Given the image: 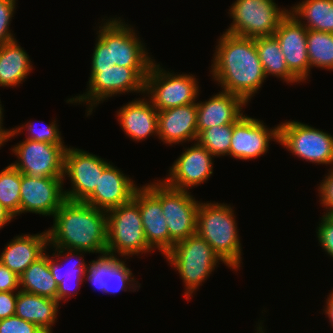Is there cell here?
<instances>
[{
    "mask_svg": "<svg viewBox=\"0 0 333 333\" xmlns=\"http://www.w3.org/2000/svg\"><path fill=\"white\" fill-rule=\"evenodd\" d=\"M217 40L210 71L212 78L221 85V91L235 94L248 104L266 79L255 38L223 32Z\"/></svg>",
    "mask_w": 333,
    "mask_h": 333,
    "instance_id": "obj_1",
    "label": "cell"
},
{
    "mask_svg": "<svg viewBox=\"0 0 333 333\" xmlns=\"http://www.w3.org/2000/svg\"><path fill=\"white\" fill-rule=\"evenodd\" d=\"M47 229L49 246L107 253V213L85 202L65 200Z\"/></svg>",
    "mask_w": 333,
    "mask_h": 333,
    "instance_id": "obj_2",
    "label": "cell"
},
{
    "mask_svg": "<svg viewBox=\"0 0 333 333\" xmlns=\"http://www.w3.org/2000/svg\"><path fill=\"white\" fill-rule=\"evenodd\" d=\"M117 18L104 19V25L99 26L91 68H107L112 65L151 67L154 59L148 56L149 53L133 26L127 25L124 19Z\"/></svg>",
    "mask_w": 333,
    "mask_h": 333,
    "instance_id": "obj_3",
    "label": "cell"
},
{
    "mask_svg": "<svg viewBox=\"0 0 333 333\" xmlns=\"http://www.w3.org/2000/svg\"><path fill=\"white\" fill-rule=\"evenodd\" d=\"M233 207L218 202L199 203L197 234L232 270H240L242 246Z\"/></svg>",
    "mask_w": 333,
    "mask_h": 333,
    "instance_id": "obj_4",
    "label": "cell"
},
{
    "mask_svg": "<svg viewBox=\"0 0 333 333\" xmlns=\"http://www.w3.org/2000/svg\"><path fill=\"white\" fill-rule=\"evenodd\" d=\"M150 67H121L112 65L107 68H91L87 92L74 98H68L67 103H87V116L93 109L109 97L129 92L144 93L145 78Z\"/></svg>",
    "mask_w": 333,
    "mask_h": 333,
    "instance_id": "obj_5",
    "label": "cell"
},
{
    "mask_svg": "<svg viewBox=\"0 0 333 333\" xmlns=\"http://www.w3.org/2000/svg\"><path fill=\"white\" fill-rule=\"evenodd\" d=\"M107 213V253L125 257L151 253L142 226L139 210V187L133 198L125 204L112 208Z\"/></svg>",
    "mask_w": 333,
    "mask_h": 333,
    "instance_id": "obj_6",
    "label": "cell"
},
{
    "mask_svg": "<svg viewBox=\"0 0 333 333\" xmlns=\"http://www.w3.org/2000/svg\"><path fill=\"white\" fill-rule=\"evenodd\" d=\"M169 265L178 271L185 283V299L189 300L199 286L212 274L215 268L224 263L212 247L198 234L189 236L174 244L165 256ZM190 297V298H189Z\"/></svg>",
    "mask_w": 333,
    "mask_h": 333,
    "instance_id": "obj_7",
    "label": "cell"
},
{
    "mask_svg": "<svg viewBox=\"0 0 333 333\" xmlns=\"http://www.w3.org/2000/svg\"><path fill=\"white\" fill-rule=\"evenodd\" d=\"M197 80L193 74L167 72L154 60L145 78L144 94H148L157 111L196 103L199 96Z\"/></svg>",
    "mask_w": 333,
    "mask_h": 333,
    "instance_id": "obj_8",
    "label": "cell"
},
{
    "mask_svg": "<svg viewBox=\"0 0 333 333\" xmlns=\"http://www.w3.org/2000/svg\"><path fill=\"white\" fill-rule=\"evenodd\" d=\"M274 0H236L229 9L232 23L225 32L241 37L273 36L289 10Z\"/></svg>",
    "mask_w": 333,
    "mask_h": 333,
    "instance_id": "obj_9",
    "label": "cell"
},
{
    "mask_svg": "<svg viewBox=\"0 0 333 333\" xmlns=\"http://www.w3.org/2000/svg\"><path fill=\"white\" fill-rule=\"evenodd\" d=\"M279 142L293 155L312 163L333 167V136L299 121L281 122Z\"/></svg>",
    "mask_w": 333,
    "mask_h": 333,
    "instance_id": "obj_10",
    "label": "cell"
},
{
    "mask_svg": "<svg viewBox=\"0 0 333 333\" xmlns=\"http://www.w3.org/2000/svg\"><path fill=\"white\" fill-rule=\"evenodd\" d=\"M199 203L189 191L175 189L161 180V205L169 230V252L174 244L197 234Z\"/></svg>",
    "mask_w": 333,
    "mask_h": 333,
    "instance_id": "obj_11",
    "label": "cell"
},
{
    "mask_svg": "<svg viewBox=\"0 0 333 333\" xmlns=\"http://www.w3.org/2000/svg\"><path fill=\"white\" fill-rule=\"evenodd\" d=\"M109 164L95 154L67 146L63 179L70 177L71 189L64 190L66 200L84 202L94 192L103 170Z\"/></svg>",
    "mask_w": 333,
    "mask_h": 333,
    "instance_id": "obj_12",
    "label": "cell"
},
{
    "mask_svg": "<svg viewBox=\"0 0 333 333\" xmlns=\"http://www.w3.org/2000/svg\"><path fill=\"white\" fill-rule=\"evenodd\" d=\"M66 148V145L25 139L11 147L18 157L11 164L30 177H63Z\"/></svg>",
    "mask_w": 333,
    "mask_h": 333,
    "instance_id": "obj_13",
    "label": "cell"
},
{
    "mask_svg": "<svg viewBox=\"0 0 333 333\" xmlns=\"http://www.w3.org/2000/svg\"><path fill=\"white\" fill-rule=\"evenodd\" d=\"M63 177H30L21 173L20 214L54 216L66 200Z\"/></svg>",
    "mask_w": 333,
    "mask_h": 333,
    "instance_id": "obj_14",
    "label": "cell"
},
{
    "mask_svg": "<svg viewBox=\"0 0 333 333\" xmlns=\"http://www.w3.org/2000/svg\"><path fill=\"white\" fill-rule=\"evenodd\" d=\"M263 121L243 115L233 124L229 155L235 159L250 160L264 155L273 140L279 142V125L267 128Z\"/></svg>",
    "mask_w": 333,
    "mask_h": 333,
    "instance_id": "obj_15",
    "label": "cell"
},
{
    "mask_svg": "<svg viewBox=\"0 0 333 333\" xmlns=\"http://www.w3.org/2000/svg\"><path fill=\"white\" fill-rule=\"evenodd\" d=\"M213 160L214 156L204 146L194 142L193 146L185 148L171 166L168 176L161 180L175 189L190 191L211 177Z\"/></svg>",
    "mask_w": 333,
    "mask_h": 333,
    "instance_id": "obj_16",
    "label": "cell"
},
{
    "mask_svg": "<svg viewBox=\"0 0 333 333\" xmlns=\"http://www.w3.org/2000/svg\"><path fill=\"white\" fill-rule=\"evenodd\" d=\"M139 210L148 246L165 257L169 253V230L161 205V180L140 186Z\"/></svg>",
    "mask_w": 333,
    "mask_h": 333,
    "instance_id": "obj_17",
    "label": "cell"
},
{
    "mask_svg": "<svg viewBox=\"0 0 333 333\" xmlns=\"http://www.w3.org/2000/svg\"><path fill=\"white\" fill-rule=\"evenodd\" d=\"M273 36L279 42L288 69L301 82L307 80L311 71L307 51V29L288 13Z\"/></svg>",
    "mask_w": 333,
    "mask_h": 333,
    "instance_id": "obj_18",
    "label": "cell"
},
{
    "mask_svg": "<svg viewBox=\"0 0 333 333\" xmlns=\"http://www.w3.org/2000/svg\"><path fill=\"white\" fill-rule=\"evenodd\" d=\"M138 187L129 176L110 163L103 170L94 192L84 202L108 211L128 203Z\"/></svg>",
    "mask_w": 333,
    "mask_h": 333,
    "instance_id": "obj_19",
    "label": "cell"
},
{
    "mask_svg": "<svg viewBox=\"0 0 333 333\" xmlns=\"http://www.w3.org/2000/svg\"><path fill=\"white\" fill-rule=\"evenodd\" d=\"M158 138L169 145L197 141V103L158 111Z\"/></svg>",
    "mask_w": 333,
    "mask_h": 333,
    "instance_id": "obj_20",
    "label": "cell"
},
{
    "mask_svg": "<svg viewBox=\"0 0 333 333\" xmlns=\"http://www.w3.org/2000/svg\"><path fill=\"white\" fill-rule=\"evenodd\" d=\"M54 249L55 252H53L52 255L49 256V268L51 270L52 276L55 279L56 284L58 285L57 301L61 303V301L66 302L67 300H69V298L73 297L74 295L76 296L78 294L77 290H79L80 285L83 281L85 282L84 278L87 263L82 256L87 252L66 248ZM64 252L66 255H64ZM73 258L75 259V261L71 262ZM64 260H69L71 263V265L67 266L65 269H63V266L61 264L62 262H65ZM75 287H77V290H75Z\"/></svg>",
    "mask_w": 333,
    "mask_h": 333,
    "instance_id": "obj_21",
    "label": "cell"
},
{
    "mask_svg": "<svg viewBox=\"0 0 333 333\" xmlns=\"http://www.w3.org/2000/svg\"><path fill=\"white\" fill-rule=\"evenodd\" d=\"M246 105L241 97L224 91L205 102H197V133L216 125L236 123L244 115L242 107Z\"/></svg>",
    "mask_w": 333,
    "mask_h": 333,
    "instance_id": "obj_22",
    "label": "cell"
},
{
    "mask_svg": "<svg viewBox=\"0 0 333 333\" xmlns=\"http://www.w3.org/2000/svg\"><path fill=\"white\" fill-rule=\"evenodd\" d=\"M49 247L47 230L13 237L0 254V262L18 277Z\"/></svg>",
    "mask_w": 333,
    "mask_h": 333,
    "instance_id": "obj_23",
    "label": "cell"
},
{
    "mask_svg": "<svg viewBox=\"0 0 333 333\" xmlns=\"http://www.w3.org/2000/svg\"><path fill=\"white\" fill-rule=\"evenodd\" d=\"M116 116L125 134L137 142L158 136V111L145 97L126 103Z\"/></svg>",
    "mask_w": 333,
    "mask_h": 333,
    "instance_id": "obj_24",
    "label": "cell"
},
{
    "mask_svg": "<svg viewBox=\"0 0 333 333\" xmlns=\"http://www.w3.org/2000/svg\"><path fill=\"white\" fill-rule=\"evenodd\" d=\"M60 303L44 296L18 291L15 315L37 325L45 333H52Z\"/></svg>",
    "mask_w": 333,
    "mask_h": 333,
    "instance_id": "obj_25",
    "label": "cell"
},
{
    "mask_svg": "<svg viewBox=\"0 0 333 333\" xmlns=\"http://www.w3.org/2000/svg\"><path fill=\"white\" fill-rule=\"evenodd\" d=\"M30 56L12 40L0 45V87H17L33 69Z\"/></svg>",
    "mask_w": 333,
    "mask_h": 333,
    "instance_id": "obj_26",
    "label": "cell"
},
{
    "mask_svg": "<svg viewBox=\"0 0 333 333\" xmlns=\"http://www.w3.org/2000/svg\"><path fill=\"white\" fill-rule=\"evenodd\" d=\"M291 8L289 14L307 30L333 33V0H302Z\"/></svg>",
    "mask_w": 333,
    "mask_h": 333,
    "instance_id": "obj_27",
    "label": "cell"
},
{
    "mask_svg": "<svg viewBox=\"0 0 333 333\" xmlns=\"http://www.w3.org/2000/svg\"><path fill=\"white\" fill-rule=\"evenodd\" d=\"M19 286L24 292L57 300L58 285L49 268L46 252L20 275Z\"/></svg>",
    "mask_w": 333,
    "mask_h": 333,
    "instance_id": "obj_28",
    "label": "cell"
},
{
    "mask_svg": "<svg viewBox=\"0 0 333 333\" xmlns=\"http://www.w3.org/2000/svg\"><path fill=\"white\" fill-rule=\"evenodd\" d=\"M255 45L266 78L272 75L281 78L287 84L301 82L288 69L279 42L274 36L256 37Z\"/></svg>",
    "mask_w": 333,
    "mask_h": 333,
    "instance_id": "obj_29",
    "label": "cell"
},
{
    "mask_svg": "<svg viewBox=\"0 0 333 333\" xmlns=\"http://www.w3.org/2000/svg\"><path fill=\"white\" fill-rule=\"evenodd\" d=\"M307 51L310 69L333 70V33L307 30Z\"/></svg>",
    "mask_w": 333,
    "mask_h": 333,
    "instance_id": "obj_30",
    "label": "cell"
},
{
    "mask_svg": "<svg viewBox=\"0 0 333 333\" xmlns=\"http://www.w3.org/2000/svg\"><path fill=\"white\" fill-rule=\"evenodd\" d=\"M21 172L12 164L0 171V203L15 218L20 215Z\"/></svg>",
    "mask_w": 333,
    "mask_h": 333,
    "instance_id": "obj_31",
    "label": "cell"
},
{
    "mask_svg": "<svg viewBox=\"0 0 333 333\" xmlns=\"http://www.w3.org/2000/svg\"><path fill=\"white\" fill-rule=\"evenodd\" d=\"M233 124L213 126L198 134L197 142L214 157L228 156L231 146Z\"/></svg>",
    "mask_w": 333,
    "mask_h": 333,
    "instance_id": "obj_32",
    "label": "cell"
},
{
    "mask_svg": "<svg viewBox=\"0 0 333 333\" xmlns=\"http://www.w3.org/2000/svg\"><path fill=\"white\" fill-rule=\"evenodd\" d=\"M134 276L135 275H133L131 269L127 267L125 261L118 258L107 269V281L106 287L104 288V293L115 294L122 290H130L131 288L133 290L130 291H136L140 285L138 286L139 282L136 281Z\"/></svg>",
    "mask_w": 333,
    "mask_h": 333,
    "instance_id": "obj_33",
    "label": "cell"
},
{
    "mask_svg": "<svg viewBox=\"0 0 333 333\" xmlns=\"http://www.w3.org/2000/svg\"><path fill=\"white\" fill-rule=\"evenodd\" d=\"M118 258L119 257L117 255L115 256L108 253L99 255L96 260L94 259L86 265V279L84 280H88L94 288L104 293L107 281V269Z\"/></svg>",
    "mask_w": 333,
    "mask_h": 333,
    "instance_id": "obj_34",
    "label": "cell"
},
{
    "mask_svg": "<svg viewBox=\"0 0 333 333\" xmlns=\"http://www.w3.org/2000/svg\"><path fill=\"white\" fill-rule=\"evenodd\" d=\"M28 129L26 134L28 136L26 139L37 141V142H47L50 144H56V145H64V141L61 137V132L59 131L58 125L56 124V121H52V123L47 124L46 126H43L42 128L36 129L35 125L31 123V121L27 122L26 125L18 126L13 129V132L11 134V138L15 135L17 136L19 133H21L22 129Z\"/></svg>",
    "mask_w": 333,
    "mask_h": 333,
    "instance_id": "obj_35",
    "label": "cell"
},
{
    "mask_svg": "<svg viewBox=\"0 0 333 333\" xmlns=\"http://www.w3.org/2000/svg\"><path fill=\"white\" fill-rule=\"evenodd\" d=\"M15 6L16 0H0V45L16 39L11 29L9 30Z\"/></svg>",
    "mask_w": 333,
    "mask_h": 333,
    "instance_id": "obj_36",
    "label": "cell"
},
{
    "mask_svg": "<svg viewBox=\"0 0 333 333\" xmlns=\"http://www.w3.org/2000/svg\"><path fill=\"white\" fill-rule=\"evenodd\" d=\"M0 333H45L37 325L16 315L0 320Z\"/></svg>",
    "mask_w": 333,
    "mask_h": 333,
    "instance_id": "obj_37",
    "label": "cell"
},
{
    "mask_svg": "<svg viewBox=\"0 0 333 333\" xmlns=\"http://www.w3.org/2000/svg\"><path fill=\"white\" fill-rule=\"evenodd\" d=\"M317 226L316 234L322 249L333 258V223L324 215Z\"/></svg>",
    "mask_w": 333,
    "mask_h": 333,
    "instance_id": "obj_38",
    "label": "cell"
},
{
    "mask_svg": "<svg viewBox=\"0 0 333 333\" xmlns=\"http://www.w3.org/2000/svg\"><path fill=\"white\" fill-rule=\"evenodd\" d=\"M320 204L326 208L333 207V167L318 186Z\"/></svg>",
    "mask_w": 333,
    "mask_h": 333,
    "instance_id": "obj_39",
    "label": "cell"
},
{
    "mask_svg": "<svg viewBox=\"0 0 333 333\" xmlns=\"http://www.w3.org/2000/svg\"><path fill=\"white\" fill-rule=\"evenodd\" d=\"M19 277L0 262V292L19 291Z\"/></svg>",
    "mask_w": 333,
    "mask_h": 333,
    "instance_id": "obj_40",
    "label": "cell"
},
{
    "mask_svg": "<svg viewBox=\"0 0 333 333\" xmlns=\"http://www.w3.org/2000/svg\"><path fill=\"white\" fill-rule=\"evenodd\" d=\"M17 296L18 291L0 292V320L15 315Z\"/></svg>",
    "mask_w": 333,
    "mask_h": 333,
    "instance_id": "obj_41",
    "label": "cell"
},
{
    "mask_svg": "<svg viewBox=\"0 0 333 333\" xmlns=\"http://www.w3.org/2000/svg\"><path fill=\"white\" fill-rule=\"evenodd\" d=\"M1 103V101H0ZM3 106L0 104V147L4 145L5 142H8V140L11 138V134L13 132V129H4L3 127Z\"/></svg>",
    "mask_w": 333,
    "mask_h": 333,
    "instance_id": "obj_42",
    "label": "cell"
},
{
    "mask_svg": "<svg viewBox=\"0 0 333 333\" xmlns=\"http://www.w3.org/2000/svg\"><path fill=\"white\" fill-rule=\"evenodd\" d=\"M324 313L327 314V317L329 318V322L331 323L333 327V290L329 293V296L326 299V305L323 309Z\"/></svg>",
    "mask_w": 333,
    "mask_h": 333,
    "instance_id": "obj_43",
    "label": "cell"
},
{
    "mask_svg": "<svg viewBox=\"0 0 333 333\" xmlns=\"http://www.w3.org/2000/svg\"><path fill=\"white\" fill-rule=\"evenodd\" d=\"M14 219V216L8 212L0 203V230Z\"/></svg>",
    "mask_w": 333,
    "mask_h": 333,
    "instance_id": "obj_44",
    "label": "cell"
},
{
    "mask_svg": "<svg viewBox=\"0 0 333 333\" xmlns=\"http://www.w3.org/2000/svg\"><path fill=\"white\" fill-rule=\"evenodd\" d=\"M323 215L333 223V207L326 208V212Z\"/></svg>",
    "mask_w": 333,
    "mask_h": 333,
    "instance_id": "obj_45",
    "label": "cell"
},
{
    "mask_svg": "<svg viewBox=\"0 0 333 333\" xmlns=\"http://www.w3.org/2000/svg\"><path fill=\"white\" fill-rule=\"evenodd\" d=\"M262 321H260V324L257 327V333H265L264 331V327L262 326L263 323H261Z\"/></svg>",
    "mask_w": 333,
    "mask_h": 333,
    "instance_id": "obj_46",
    "label": "cell"
}]
</instances>
